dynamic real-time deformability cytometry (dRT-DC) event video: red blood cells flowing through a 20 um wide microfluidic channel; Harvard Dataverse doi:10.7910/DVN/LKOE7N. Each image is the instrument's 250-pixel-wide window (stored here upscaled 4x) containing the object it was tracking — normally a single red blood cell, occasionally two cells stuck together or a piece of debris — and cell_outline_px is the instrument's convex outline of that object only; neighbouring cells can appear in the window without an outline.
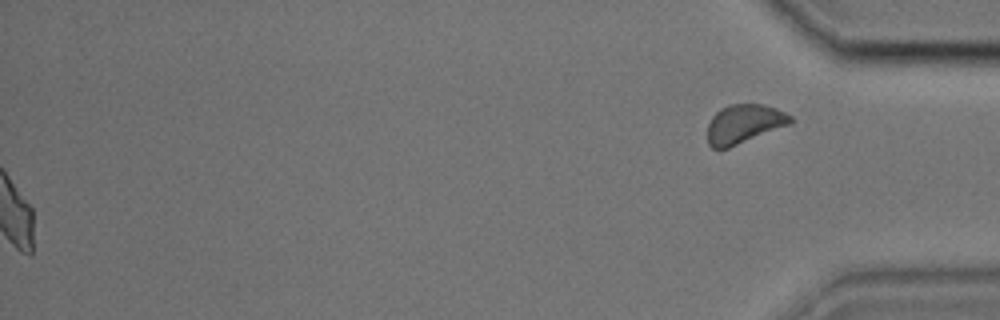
{"species": "common noctule bat (a hibernating species)", "species_latin": "Nyctalus noctula", "temperature_condition": "cold", "stored_images_in_passage": 31, "segment_of_instrument_passage": [2, 2], "camera_frame_rate_fps": 3000, "um_per_image_px": 0.085, "animal": {"sex": "male", "body_mass_g": 17.9, "forearm_length_mm": 54.2}, "frame": {"image": 1, "passage_image": 31, "time_ms": 10.0, "image_size_px": [1000, 320], "cell_outline_px": [[792, 124], [728, 148], [712, 148], [708, 144], [708, 124], [712, 116], [720, 108], [728, 104], [760, 104], [776, 108], [792, 116]], "centroid_in_image_um": [63.25, 10.53], "position_along_channel_um": 372.0, "area_um2": 18.9}}